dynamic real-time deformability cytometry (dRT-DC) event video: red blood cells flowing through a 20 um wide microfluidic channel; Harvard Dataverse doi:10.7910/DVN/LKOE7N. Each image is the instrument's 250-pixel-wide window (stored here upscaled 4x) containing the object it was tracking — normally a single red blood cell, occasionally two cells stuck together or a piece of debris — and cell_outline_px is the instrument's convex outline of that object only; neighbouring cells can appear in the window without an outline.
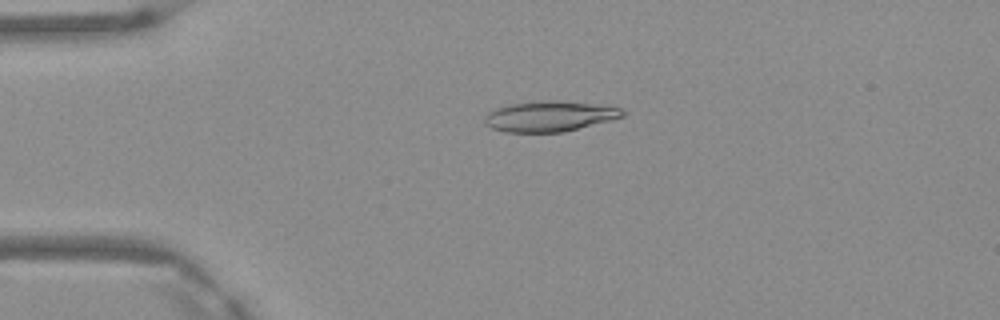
{"species": "Egyptian fruit bat (a non-hibernating species)", "species_latin": "Rousettus aegyptiacus", "temperature_condition": "warm", "stored_images_in_passage": 5, "camera_frame_rate_fps": 3000, "um_per_image_px": 0.085, "frame": {"image": 1, "passage_image": 2, "time_ms": 0.333, "image_size_px": [1000, 320], "cell_outline_px": [[624, 116], [612, 120], [564, 132], [504, 132], [492, 128], [484, 124], [484, 116], [488, 112], [496, 108], [508, 104], [552, 100], [556, 100], [592, 104], [620, 108], [624, 112]], "centroid_in_image_um": [46.67, 9.89], "position_along_channel_um": 38.3, "area_um2": 24.39}}
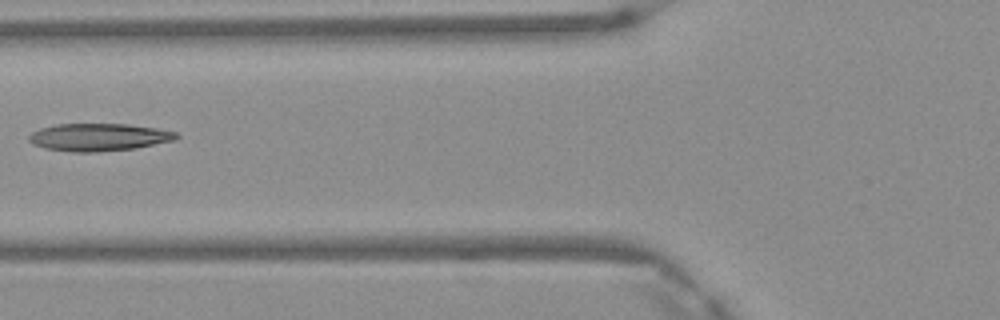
{"frame": {"image": 2, "passage_image": 4, "time_ms": 1.0, "image_size_px": [1000, 320], "cell_outline_px": [[180, 136], [176, 140], [136, 148], [96, 152], [72, 152], [44, 148], [32, 144], [28, 140], [28, 136], [32, 132], [40, 128], [56, 124], [128, 124], [156, 128], [176, 132]], "centroid_in_image_um": [8.39, 11.66], "position_along_channel_um": 117.4, "area_um2": 23.81}}
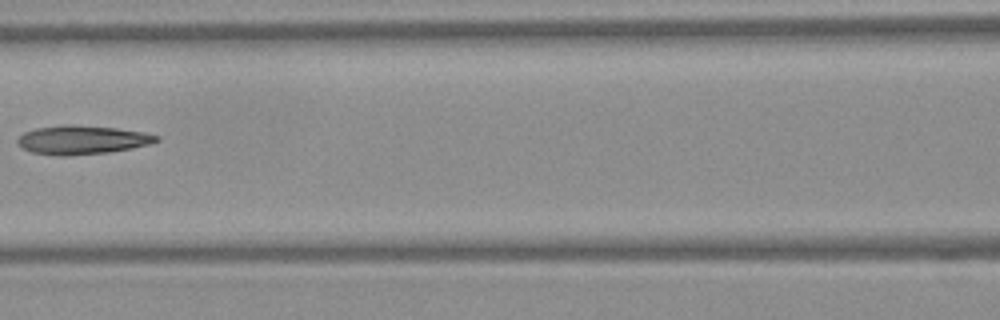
{"frame": {"image": 3, "passage_image": 5, "time_ms": 1.333, "image_size_px": [1000, 320], "cell_outline_px": [[160, 140], [152, 144], [132, 148], [108, 152], [68, 156], [56, 156], [32, 152], [20, 148], [16, 144], [16, 140], [24, 132], [36, 128], [64, 124], [72, 124], [116, 128], [144, 132], [160, 136]], "centroid_in_image_um": [6.96, 11.89], "position_along_channel_um": 159.6, "area_um2": 23.64}}